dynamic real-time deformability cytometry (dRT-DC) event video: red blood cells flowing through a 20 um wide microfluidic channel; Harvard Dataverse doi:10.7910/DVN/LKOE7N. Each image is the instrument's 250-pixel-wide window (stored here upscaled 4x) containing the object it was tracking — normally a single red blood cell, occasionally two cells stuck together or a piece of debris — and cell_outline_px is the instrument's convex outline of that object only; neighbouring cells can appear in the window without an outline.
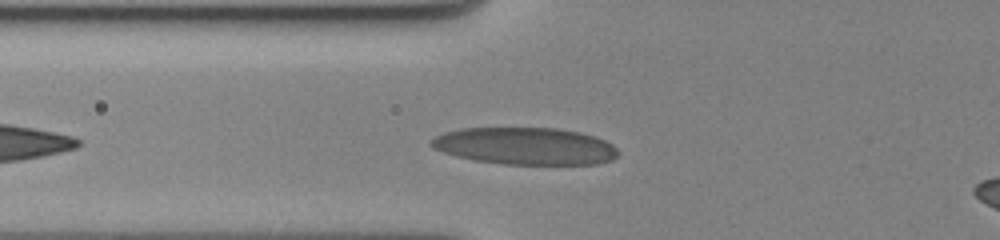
{"species": "human", "species_latin": "Homo sapiens", "temperature_condition": "cold", "stored_images_in_passage": 39, "camera_frame_rate_fps": 3000, "um_per_image_px": 0.085, "donor": {"sex": "female"}, "frame": {"image": 1, "passage_image": 6, "time_ms": 1.667, "image_size_px": [1000, 240], "cell_outline_px": [[620, 152], [612, 160], [596, 164], [504, 164], [476, 160], [456, 156], [432, 148], [428, 144], [436, 136], [444, 132], [460, 128], [556, 128], [580, 132], [596, 136], [612, 144]], "centroid_in_image_um": [44.65, 12.41], "position_along_channel_um": 81.1, "area_um2": 40.52}}
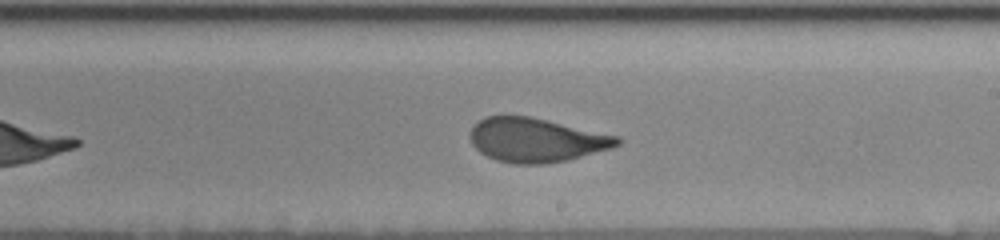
{"frame": {"image": 2, "passage_image": 20, "time_ms": 6.333, "image_size_px": [1000, 240], "cell_outline_px": [[620, 144], [612, 148], [568, 160], [544, 164], [512, 164], [496, 160], [480, 152], [472, 144], [468, 136], [472, 124], [484, 116], [532, 116], [620, 136]], "centroid_in_image_um": [45.56, 11.89], "position_along_channel_um": 243.4, "area_um2": 38.26}}
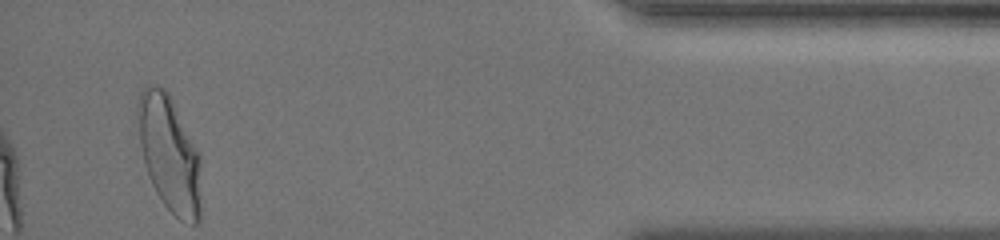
{"frame": {"image": 3, "passage_image": 39, "time_ms": 12.667, "image_size_px": [1000, 240], "cell_outline_px": [[200, 224], [192, 224], [180, 220], [164, 204], [156, 192], [152, 184], [144, 164], [140, 144], [136, 112], [136, 104], [140, 92], [148, 84], [156, 84], [164, 88], [168, 92], [200, 152]], "centroid_in_image_um": [14.39, 13.04], "position_along_channel_um": 420.8, "area_um2": 43.23}, "authors_computed_cell_mechanics": {"area_um2": 38.7838, "velocity_mm_per_s": 3.4852, "shape_relaxation_time_tau1_ms": 4.8825, "shape_relaxation_time_tau2_ms": null, "deformation_change_tau1": 0.1871, "deformation_change_tau2": null}}